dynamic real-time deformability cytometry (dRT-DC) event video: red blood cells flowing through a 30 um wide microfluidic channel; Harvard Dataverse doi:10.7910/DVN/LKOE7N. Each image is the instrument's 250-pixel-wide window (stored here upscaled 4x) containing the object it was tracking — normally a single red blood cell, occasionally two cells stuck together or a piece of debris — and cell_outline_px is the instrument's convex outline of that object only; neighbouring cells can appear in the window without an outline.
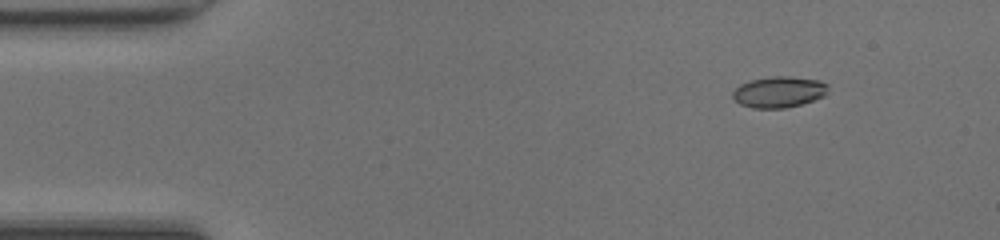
{"species": "common noctule bat (a hibernating species)", "species_latin": "Nyctalus noctula", "temperature_condition": "room temperature", "stored_images_in_passage": 30, "camera_frame_rate_fps": 3000, "um_per_image_px": 0.085, "animal": {"sex": "female", "body_mass_g": 20.0, "forearm_length_mm": 54.0}, "frame": {"image": 1, "passage_image": 1, "time_ms": 0.0, "image_size_px": [1000, 240], "cell_outline_px": [[828, 92], [824, 96], [800, 104], [784, 108], [752, 108], [740, 104], [732, 96], [732, 92], [740, 84], [748, 80], [772, 76], [788, 76], [820, 80], [828, 84]], "centroid_in_image_um": [66.2, 7.8], "position_along_channel_um": 18.8, "area_um2": 17.34}}
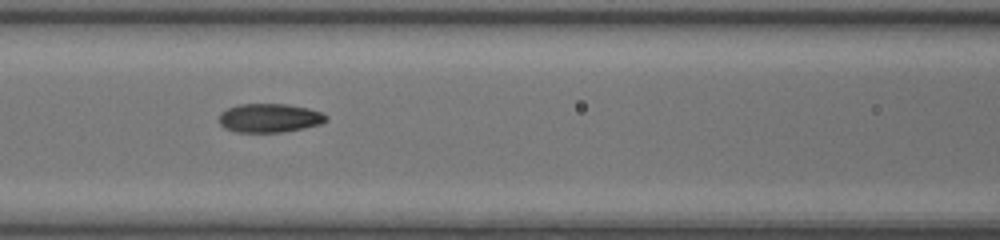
{"frame": {"image": 2, "passage_image": 16, "time_ms": 5.0, "image_size_px": [1000, 240], "cell_outline_px": [[328, 120], [320, 124], [304, 128], [280, 132], [236, 132], [224, 128], [220, 124], [220, 112], [228, 108], [240, 104], [288, 104], [308, 108], [324, 112], [328, 116]], "centroid_in_image_um": [22.94, 10.02], "position_along_channel_um": 143.7, "area_um2": 18.09}}
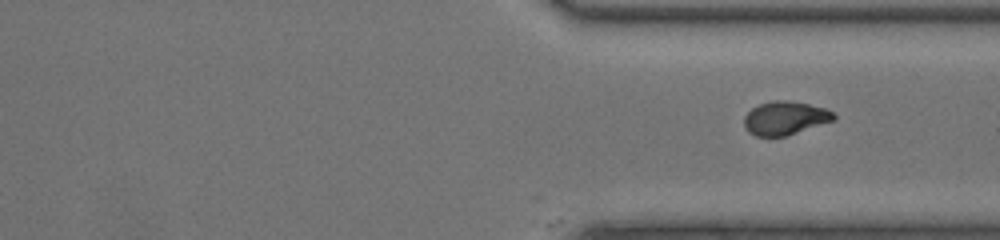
{"frame": {"image": 3, "passage_image": 30, "time_ms": 9.667, "image_size_px": [1000, 240], "cell_outline_px": [[836, 120], [788, 136], [756, 136], [748, 132], [744, 128], [744, 116], [752, 108], [760, 104], [772, 100], [788, 100], [808, 104], [824, 108], [832, 112], [836, 116]], "centroid_in_image_um": [66.73, 10.05], "position_along_channel_um": 344.7, "area_um2": 17.69}}